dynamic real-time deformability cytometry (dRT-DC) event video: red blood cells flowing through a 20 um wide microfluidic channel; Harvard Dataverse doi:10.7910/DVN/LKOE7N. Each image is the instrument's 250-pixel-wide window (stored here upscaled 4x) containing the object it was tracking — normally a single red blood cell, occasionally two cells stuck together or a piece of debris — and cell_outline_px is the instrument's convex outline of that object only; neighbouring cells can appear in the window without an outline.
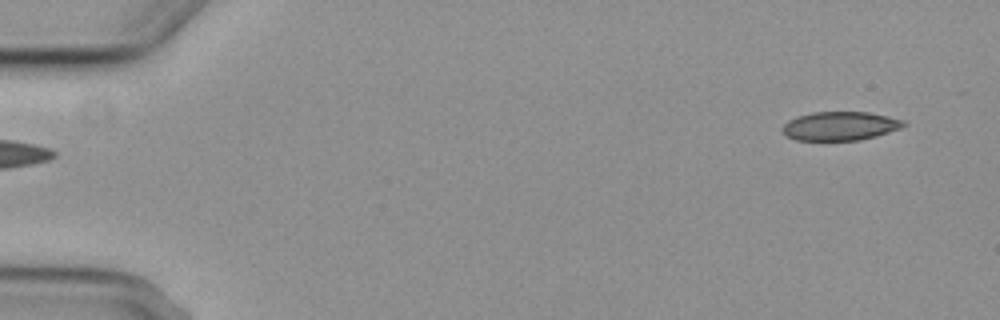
{"species": "common noctule bat (a hibernating species)", "species_latin": "Nyctalus noctula", "temperature_condition": "cold", "stored_images_in_passage": 6, "segment_of_instrument_passage": [2, 2], "camera_frame_rate_fps": 3000, "um_per_image_px": 0.085, "animal": {"sex": "female", "body_mass_g": 29.2, "forearm_length_mm": 56.3}, "frame": {"image": 1, "passage_image": 6, "time_ms": 5.667, "image_size_px": [1000, 320], "cell_outline_px": [[908, 124], [900, 128], [876, 136], [860, 140], [796, 140], [788, 136], [780, 128], [788, 120], [796, 116], [812, 112], [868, 112], [888, 116], [904, 120]], "centroid_in_image_um": [71.41, 10.7], "position_along_channel_um": 13.6, "area_um2": 20.35}}